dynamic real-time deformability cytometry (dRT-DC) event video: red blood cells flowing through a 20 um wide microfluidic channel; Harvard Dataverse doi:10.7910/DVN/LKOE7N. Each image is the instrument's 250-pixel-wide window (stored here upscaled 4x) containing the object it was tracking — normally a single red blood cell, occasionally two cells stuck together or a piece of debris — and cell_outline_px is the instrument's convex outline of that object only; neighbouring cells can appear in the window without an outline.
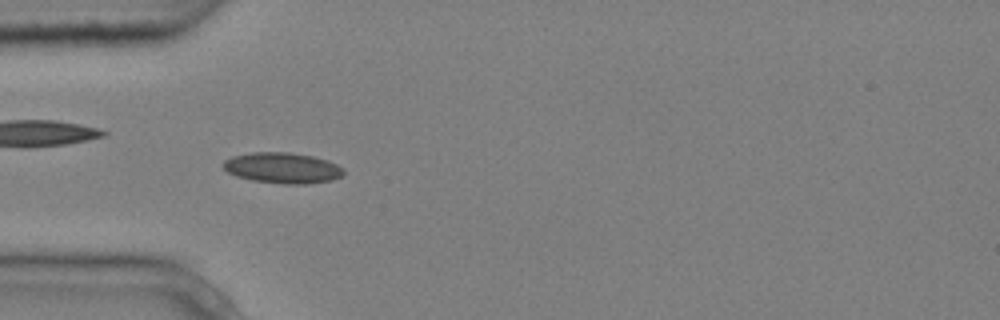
{"species": "common noctule bat (a hibernating species)", "species_latin": "Nyctalus noctula", "temperature_condition": "cold", "stored_images_in_passage": 4, "camera_frame_rate_fps": 3000, "um_per_image_px": 0.085, "animal": {"sex": "male", "body_mass_g": 20.4}, "frame": {"image": 1, "passage_image": 3, "time_ms": 0.667, "image_size_px": [1000, 320], "cell_outline_px": [[344, 172], [340, 176], [332, 180], [308, 184], [284, 184], [252, 180], [236, 176], [228, 172], [220, 164], [224, 160], [232, 156], [252, 152], [288, 152], [312, 156], [328, 160], [344, 168]], "centroid_in_image_um": [23.99, 14.27], "position_along_channel_um": 61.0, "area_um2": 21.68}}